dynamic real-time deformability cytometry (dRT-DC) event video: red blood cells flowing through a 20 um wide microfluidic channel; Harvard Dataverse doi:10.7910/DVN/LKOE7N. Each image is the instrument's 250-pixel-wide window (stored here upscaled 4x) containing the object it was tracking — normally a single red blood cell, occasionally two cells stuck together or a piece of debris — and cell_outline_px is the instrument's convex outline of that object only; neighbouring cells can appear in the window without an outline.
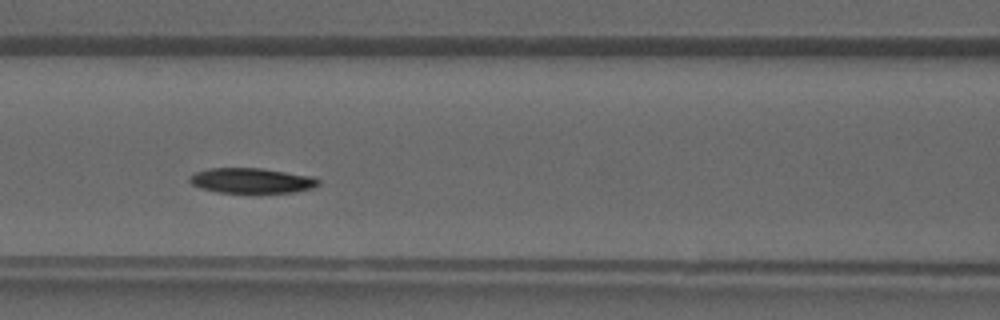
{"species": "common noctule bat (a hibernating species)", "species_latin": "Nyctalus noctula", "temperature_condition": "warm", "stored_images_in_passage": 36, "camera_frame_rate_fps": 3000, "um_per_image_px": 0.085, "animal": {"sex": "male", "forearm_length_mm": 52.5}, "frame": {"image": 1, "passage_image": 13, "time_ms": 4.0, "image_size_px": [1000, 320], "cell_outline_px": [[320, 184], [312, 188], [292, 192], [216, 192], [200, 188], [192, 184], [188, 180], [188, 176], [196, 172], [212, 168], [260, 168], [312, 176], [320, 180]], "centroid_in_image_um": [21.36, 15.34], "position_along_channel_um": 145.2, "area_um2": 18.73}}
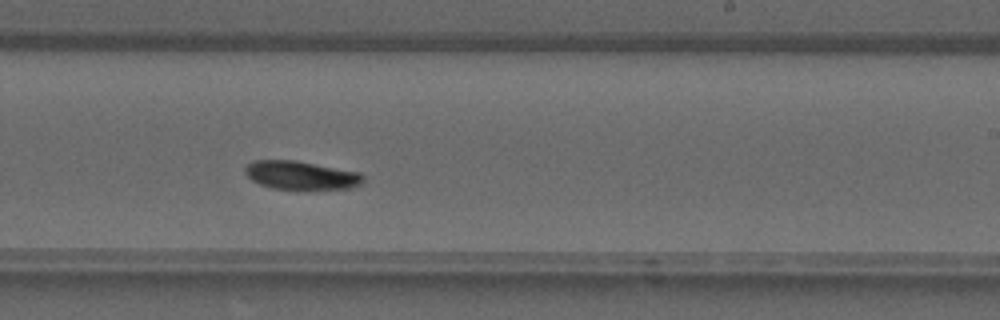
{"frame": {"image": 2, "passage_image": 20, "time_ms": 6.333, "image_size_px": [1000, 320], "cell_outline_px": [[364, 180], [360, 184], [348, 188], [272, 188], [260, 184], [252, 180], [244, 172], [244, 168], [252, 160], [296, 160], [360, 172], [364, 176]], "centroid_in_image_um": [25.56, 14.87], "position_along_channel_um": 263.4, "area_um2": 19.31}}
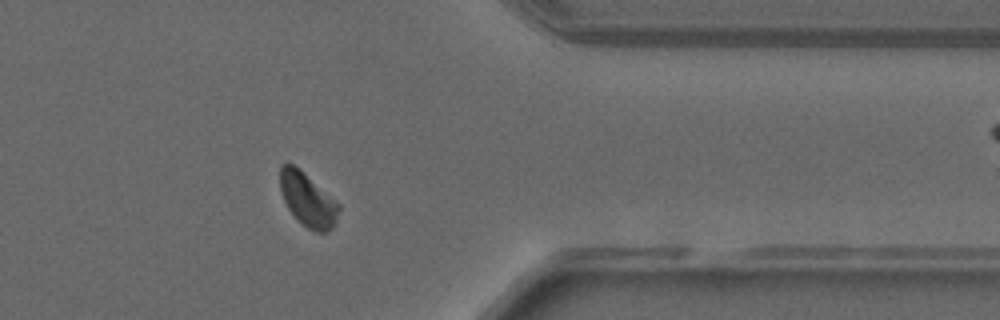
{"frame": {"image": 3, "passage_image": 28, "time_ms": 9.0, "image_size_px": [1000, 320], "cell_outline_px": [[340, 208], [336, 220], [324, 232], [316, 232], [308, 228], [288, 208], [284, 200], [280, 188], [280, 164], [292, 164], [340, 204]], "centroid_in_image_um": [26.14, 16.96], "position_along_channel_um": 385.3, "area_um2": 17.46}}